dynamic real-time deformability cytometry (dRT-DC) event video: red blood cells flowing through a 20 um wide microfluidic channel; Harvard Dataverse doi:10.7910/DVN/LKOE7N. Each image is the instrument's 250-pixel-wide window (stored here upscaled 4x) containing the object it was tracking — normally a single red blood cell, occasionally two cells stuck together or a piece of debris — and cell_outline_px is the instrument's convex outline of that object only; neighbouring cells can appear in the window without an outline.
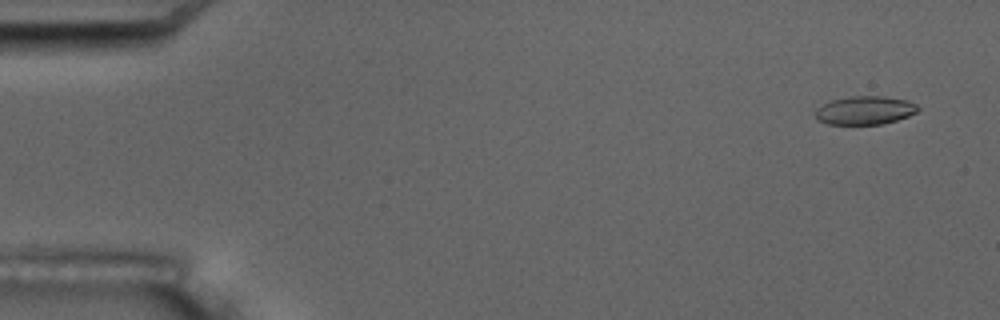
{"species": "common noctule bat (a hibernating species)", "species_latin": "Nyctalus noctula", "temperature_condition": "room temperature", "stored_images_in_passage": 11, "camera_frame_rate_fps": 3000, "um_per_image_px": 0.085, "animal": {"sex": "male", "body_mass_g": 17.5, "forearm_length_mm": 52.3}, "frame": {"image": 1, "passage_image": 1, "time_ms": 0.0, "image_size_px": [1000, 320], "cell_outline_px": [[920, 108], [916, 112], [908, 116], [896, 120], [880, 124], [828, 124], [816, 120], [816, 108], [832, 100], [852, 96], [884, 96], [908, 100], [916, 104]], "centroid_in_image_um": [73.52, 9.37], "position_along_channel_um": 11.5, "area_um2": 16.94}}
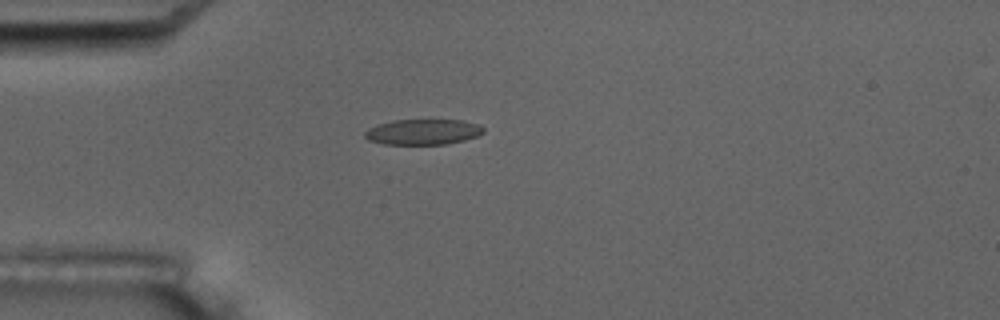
{"frame": {"image": 2, "passage_image": 4, "time_ms": 4.333, "image_size_px": [1000, 320], "cell_outline_px": [[484, 132], [476, 136], [464, 140], [448, 144], [384, 144], [368, 140], [364, 136], [364, 132], [368, 128], [376, 124], [392, 120], [464, 120], [480, 124], [484, 128]], "centroid_in_image_um": [35.94, 11.2], "position_along_channel_um": 49.1, "area_um2": 17.8}}
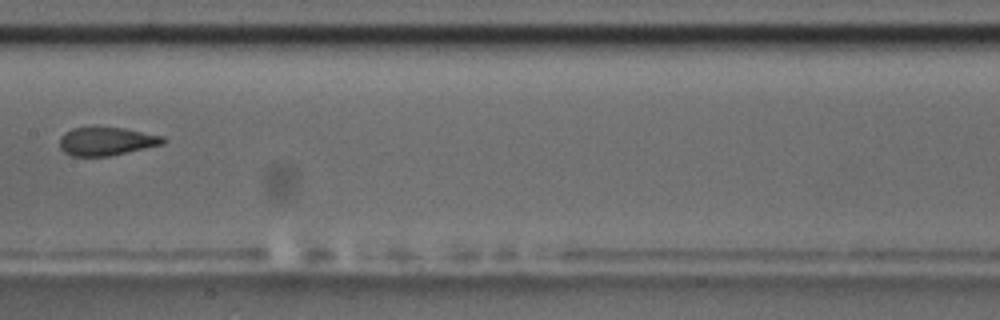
{"frame": {"image": 3, "passage_image": 8, "time_ms": 9.0, "image_size_px": [1000, 320], "cell_outline_px": [[168, 140], [164, 144], [108, 156], [72, 156], [64, 152], [60, 148], [60, 136], [64, 132], [72, 128], [124, 128], [164, 136]], "centroid_in_image_um": [9.06, 12.01], "position_along_channel_um": 198.3, "area_um2": 16.99}}